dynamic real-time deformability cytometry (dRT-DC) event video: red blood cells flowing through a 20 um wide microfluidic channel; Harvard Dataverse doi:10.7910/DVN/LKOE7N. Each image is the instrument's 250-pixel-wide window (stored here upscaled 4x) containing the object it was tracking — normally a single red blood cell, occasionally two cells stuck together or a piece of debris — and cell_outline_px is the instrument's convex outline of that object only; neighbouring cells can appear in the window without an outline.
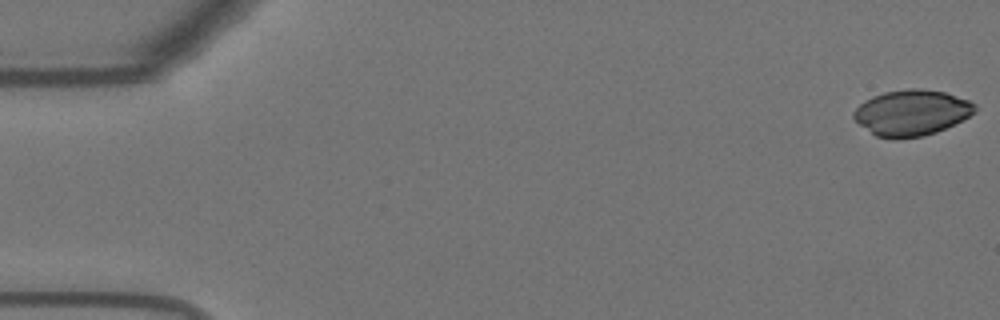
{"species": "Egyptian fruit bat (a non-hibernating species)", "species_latin": "Rousettus aegyptiacus", "temperature_condition": "warm", "stored_images_in_passage": 12, "camera_frame_rate_fps": 3000, "um_per_image_px": 0.085, "animal": {"sex": "female"}, "frame": {"image": 1, "passage_image": 1, "time_ms": 0.0, "image_size_px": [1000, 320], "cell_outline_px": [[976, 112], [936, 132], [924, 136], [896, 140], [876, 136], [860, 124], [852, 116], [852, 112], [864, 100], [872, 96], [884, 92], [908, 88], [920, 88], [944, 92], [968, 100], [976, 104]], "centroid_in_image_um": [77.46, 9.58], "position_along_channel_um": 7.5, "area_um2": 32.31}}